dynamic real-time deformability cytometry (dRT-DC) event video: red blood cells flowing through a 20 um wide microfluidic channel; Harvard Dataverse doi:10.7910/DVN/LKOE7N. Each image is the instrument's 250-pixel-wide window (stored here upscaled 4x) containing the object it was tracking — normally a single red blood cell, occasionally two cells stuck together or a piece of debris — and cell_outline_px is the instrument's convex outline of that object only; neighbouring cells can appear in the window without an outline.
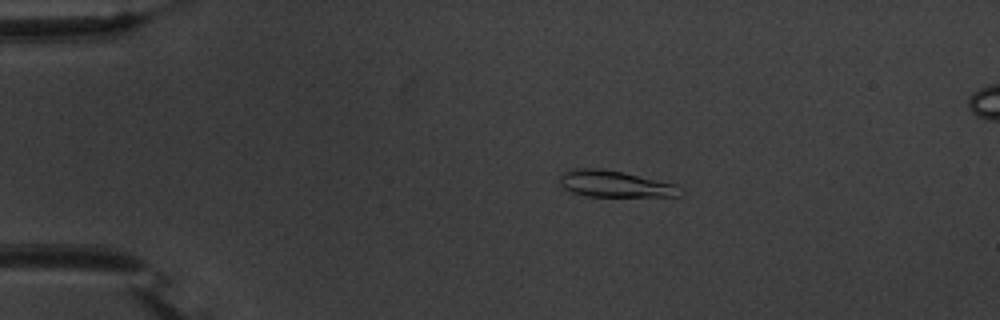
{"species": "common noctule bat (a hibernating species)", "species_latin": "Nyctalus noctula", "temperature_condition": "warm", "stored_images_in_passage": 55, "camera_frame_rate_fps": 3000, "um_per_image_px": 0.085, "animal": {"sex": "male", "body_mass_g": 20.1, "forearm_length_mm": 53.5}, "frame": {"image": 1, "passage_image": 12, "time_ms": 3.667, "image_size_px": [1000, 320], "cell_outline_px": [[684, 192], [676, 196], [588, 196], [572, 192], [564, 188], [560, 184], [560, 176], [564, 172], [572, 168], [600, 168], [620, 172], [676, 184]], "centroid_in_image_um": [52.24, 15.63], "position_along_channel_um": 32.8, "area_um2": 18.32}}
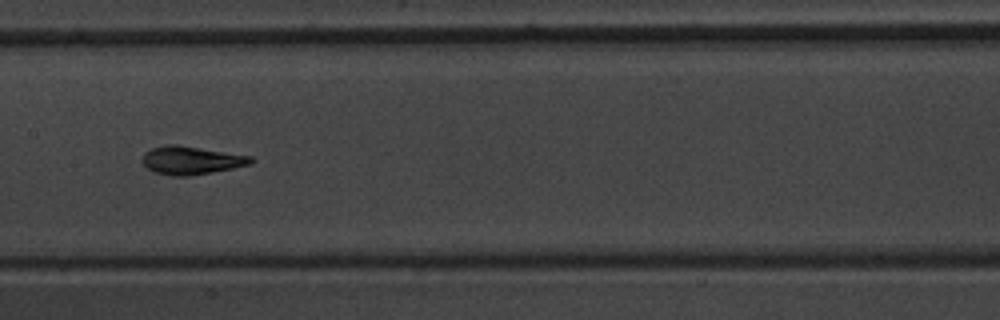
{"frame": {"image": 2, "passage_image": 29, "time_ms": 9.333, "image_size_px": [1000, 320], "cell_outline_px": [[256, 160], [252, 164], [212, 172], [188, 176], [172, 176], [152, 172], [144, 164], [144, 152], [152, 148], [164, 144], [176, 144], [252, 156]], "centroid_in_image_um": [16.27, 13.62], "position_along_channel_um": 191.1, "area_um2": 17.86}}
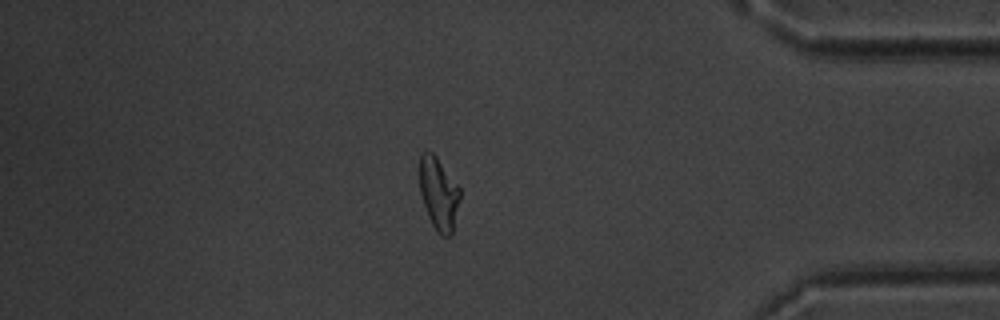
{"frame": {"image": 3, "passage_image": 48, "time_ms": 15.667, "image_size_px": [1000, 320], "cell_outline_px": [[460, 196], [452, 232], [448, 236], [444, 236], [436, 232], [428, 216], [420, 192], [420, 152], [432, 152], [436, 156], [460, 188]], "centroid_in_image_um": [37.28, 16.45], "position_along_channel_um": 397.9, "area_um2": 16.76}, "authors_computed_cell_mechanics": {"area_um2": 17.5134, "velocity_mm_per_s": 3.729, "shape_relaxation_time_tau1_ms": 5.0086, "shape_relaxation_time_tau2_ms": 1.7434, "deformation_change_tau1": 0.1878, "deformation_change_tau2": 0.0538}}